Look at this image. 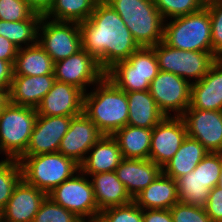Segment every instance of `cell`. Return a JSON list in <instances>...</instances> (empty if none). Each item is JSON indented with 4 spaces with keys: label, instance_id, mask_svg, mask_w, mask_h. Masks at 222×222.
<instances>
[{
    "label": "cell",
    "instance_id": "6da1fadb",
    "mask_svg": "<svg viewBox=\"0 0 222 222\" xmlns=\"http://www.w3.org/2000/svg\"><path fill=\"white\" fill-rule=\"evenodd\" d=\"M82 49L93 56L106 72L127 60L140 47L119 14L100 0L90 17L79 23Z\"/></svg>",
    "mask_w": 222,
    "mask_h": 222
},
{
    "label": "cell",
    "instance_id": "7a4b0ae2",
    "mask_svg": "<svg viewBox=\"0 0 222 222\" xmlns=\"http://www.w3.org/2000/svg\"><path fill=\"white\" fill-rule=\"evenodd\" d=\"M96 86L94 91L84 93L83 112L103 135L112 136L128 123V98L106 76Z\"/></svg>",
    "mask_w": 222,
    "mask_h": 222
},
{
    "label": "cell",
    "instance_id": "3957f363",
    "mask_svg": "<svg viewBox=\"0 0 222 222\" xmlns=\"http://www.w3.org/2000/svg\"><path fill=\"white\" fill-rule=\"evenodd\" d=\"M113 8L139 47H153L163 41L164 19L153 0H104Z\"/></svg>",
    "mask_w": 222,
    "mask_h": 222
},
{
    "label": "cell",
    "instance_id": "277c9868",
    "mask_svg": "<svg viewBox=\"0 0 222 222\" xmlns=\"http://www.w3.org/2000/svg\"><path fill=\"white\" fill-rule=\"evenodd\" d=\"M18 161L22 179L46 194L80 170L79 164L59 152L21 156Z\"/></svg>",
    "mask_w": 222,
    "mask_h": 222
},
{
    "label": "cell",
    "instance_id": "5b68a950",
    "mask_svg": "<svg viewBox=\"0 0 222 222\" xmlns=\"http://www.w3.org/2000/svg\"><path fill=\"white\" fill-rule=\"evenodd\" d=\"M172 20V21H171ZM164 23L163 42L169 47L189 51L211 52V18L208 8Z\"/></svg>",
    "mask_w": 222,
    "mask_h": 222
},
{
    "label": "cell",
    "instance_id": "8992f818",
    "mask_svg": "<svg viewBox=\"0 0 222 222\" xmlns=\"http://www.w3.org/2000/svg\"><path fill=\"white\" fill-rule=\"evenodd\" d=\"M159 71L154 50L140 47L127 60L115 63L105 72V76L125 92L148 91Z\"/></svg>",
    "mask_w": 222,
    "mask_h": 222
},
{
    "label": "cell",
    "instance_id": "52a82bcc",
    "mask_svg": "<svg viewBox=\"0 0 222 222\" xmlns=\"http://www.w3.org/2000/svg\"><path fill=\"white\" fill-rule=\"evenodd\" d=\"M37 116L36 109L12 103L0 112V149L8 159L26 152Z\"/></svg>",
    "mask_w": 222,
    "mask_h": 222
},
{
    "label": "cell",
    "instance_id": "ba28073f",
    "mask_svg": "<svg viewBox=\"0 0 222 222\" xmlns=\"http://www.w3.org/2000/svg\"><path fill=\"white\" fill-rule=\"evenodd\" d=\"M157 57L159 70L176 74L186 80L200 81L217 58L211 52L189 51L169 47L163 41L151 47Z\"/></svg>",
    "mask_w": 222,
    "mask_h": 222
},
{
    "label": "cell",
    "instance_id": "9c48e42d",
    "mask_svg": "<svg viewBox=\"0 0 222 222\" xmlns=\"http://www.w3.org/2000/svg\"><path fill=\"white\" fill-rule=\"evenodd\" d=\"M75 175L62 182L47 196L53 202L71 211L82 222H90L99 217L101 211L96 204L91 181L84 177L80 170Z\"/></svg>",
    "mask_w": 222,
    "mask_h": 222
},
{
    "label": "cell",
    "instance_id": "30bf717a",
    "mask_svg": "<svg viewBox=\"0 0 222 222\" xmlns=\"http://www.w3.org/2000/svg\"><path fill=\"white\" fill-rule=\"evenodd\" d=\"M46 20V17L43 16L39 24L38 43L54 63L66 59L82 49L79 23L50 21V19L48 22Z\"/></svg>",
    "mask_w": 222,
    "mask_h": 222
},
{
    "label": "cell",
    "instance_id": "8fae6325",
    "mask_svg": "<svg viewBox=\"0 0 222 222\" xmlns=\"http://www.w3.org/2000/svg\"><path fill=\"white\" fill-rule=\"evenodd\" d=\"M191 84L176 74L159 71L150 83L149 92L165 116L181 117L190 105Z\"/></svg>",
    "mask_w": 222,
    "mask_h": 222
},
{
    "label": "cell",
    "instance_id": "7c38bea8",
    "mask_svg": "<svg viewBox=\"0 0 222 222\" xmlns=\"http://www.w3.org/2000/svg\"><path fill=\"white\" fill-rule=\"evenodd\" d=\"M105 76L98 61L81 49L76 54L54 63L56 81L74 85L86 93V85L97 84Z\"/></svg>",
    "mask_w": 222,
    "mask_h": 222
},
{
    "label": "cell",
    "instance_id": "4fadbf2b",
    "mask_svg": "<svg viewBox=\"0 0 222 222\" xmlns=\"http://www.w3.org/2000/svg\"><path fill=\"white\" fill-rule=\"evenodd\" d=\"M187 137L182 117L165 116L152 128L149 160L163 168Z\"/></svg>",
    "mask_w": 222,
    "mask_h": 222
},
{
    "label": "cell",
    "instance_id": "5bb4252c",
    "mask_svg": "<svg viewBox=\"0 0 222 222\" xmlns=\"http://www.w3.org/2000/svg\"><path fill=\"white\" fill-rule=\"evenodd\" d=\"M181 117L187 136L198 140L209 152L222 153V111L188 107Z\"/></svg>",
    "mask_w": 222,
    "mask_h": 222
},
{
    "label": "cell",
    "instance_id": "9a60e30c",
    "mask_svg": "<svg viewBox=\"0 0 222 222\" xmlns=\"http://www.w3.org/2000/svg\"><path fill=\"white\" fill-rule=\"evenodd\" d=\"M103 136L95 123L83 112L73 117L68 132L61 139L58 149L66 157L81 164L91 147ZM85 155V156H84Z\"/></svg>",
    "mask_w": 222,
    "mask_h": 222
},
{
    "label": "cell",
    "instance_id": "2e32d148",
    "mask_svg": "<svg viewBox=\"0 0 222 222\" xmlns=\"http://www.w3.org/2000/svg\"><path fill=\"white\" fill-rule=\"evenodd\" d=\"M72 118L38 115L26 152L22 156L58 152L61 139L68 132Z\"/></svg>",
    "mask_w": 222,
    "mask_h": 222
},
{
    "label": "cell",
    "instance_id": "e0dca14e",
    "mask_svg": "<svg viewBox=\"0 0 222 222\" xmlns=\"http://www.w3.org/2000/svg\"><path fill=\"white\" fill-rule=\"evenodd\" d=\"M84 92L78 87L55 81L36 108L42 116L76 117L83 113Z\"/></svg>",
    "mask_w": 222,
    "mask_h": 222
},
{
    "label": "cell",
    "instance_id": "ac0fdd59",
    "mask_svg": "<svg viewBox=\"0 0 222 222\" xmlns=\"http://www.w3.org/2000/svg\"><path fill=\"white\" fill-rule=\"evenodd\" d=\"M47 194L23 179L15 187L6 207L0 212L1 222H33Z\"/></svg>",
    "mask_w": 222,
    "mask_h": 222
},
{
    "label": "cell",
    "instance_id": "d6986e66",
    "mask_svg": "<svg viewBox=\"0 0 222 222\" xmlns=\"http://www.w3.org/2000/svg\"><path fill=\"white\" fill-rule=\"evenodd\" d=\"M191 83L189 107L222 111V58L211 65L200 81Z\"/></svg>",
    "mask_w": 222,
    "mask_h": 222
},
{
    "label": "cell",
    "instance_id": "ffe728a7",
    "mask_svg": "<svg viewBox=\"0 0 222 222\" xmlns=\"http://www.w3.org/2000/svg\"><path fill=\"white\" fill-rule=\"evenodd\" d=\"M115 172L133 199L162 173V168L149 159L123 158Z\"/></svg>",
    "mask_w": 222,
    "mask_h": 222
},
{
    "label": "cell",
    "instance_id": "44dd1931",
    "mask_svg": "<svg viewBox=\"0 0 222 222\" xmlns=\"http://www.w3.org/2000/svg\"><path fill=\"white\" fill-rule=\"evenodd\" d=\"M55 81L54 74L13 75L9 89L10 103L36 109Z\"/></svg>",
    "mask_w": 222,
    "mask_h": 222
},
{
    "label": "cell",
    "instance_id": "7402d4cb",
    "mask_svg": "<svg viewBox=\"0 0 222 222\" xmlns=\"http://www.w3.org/2000/svg\"><path fill=\"white\" fill-rule=\"evenodd\" d=\"M90 150L80 164V171L86 176L115 171L123 159L117 141L110 135H103Z\"/></svg>",
    "mask_w": 222,
    "mask_h": 222
},
{
    "label": "cell",
    "instance_id": "603a6c76",
    "mask_svg": "<svg viewBox=\"0 0 222 222\" xmlns=\"http://www.w3.org/2000/svg\"><path fill=\"white\" fill-rule=\"evenodd\" d=\"M142 210L170 209L179 202L177 182L161 173L147 188L133 198Z\"/></svg>",
    "mask_w": 222,
    "mask_h": 222
},
{
    "label": "cell",
    "instance_id": "cb8c5ba5",
    "mask_svg": "<svg viewBox=\"0 0 222 222\" xmlns=\"http://www.w3.org/2000/svg\"><path fill=\"white\" fill-rule=\"evenodd\" d=\"M94 197L100 211L114 206H122L133 201L124 184L117 178L116 172H104L90 175Z\"/></svg>",
    "mask_w": 222,
    "mask_h": 222
},
{
    "label": "cell",
    "instance_id": "d4e9b609",
    "mask_svg": "<svg viewBox=\"0 0 222 222\" xmlns=\"http://www.w3.org/2000/svg\"><path fill=\"white\" fill-rule=\"evenodd\" d=\"M126 95L128 98L127 125L153 128L165 117L149 90L126 92Z\"/></svg>",
    "mask_w": 222,
    "mask_h": 222
},
{
    "label": "cell",
    "instance_id": "484cf974",
    "mask_svg": "<svg viewBox=\"0 0 222 222\" xmlns=\"http://www.w3.org/2000/svg\"><path fill=\"white\" fill-rule=\"evenodd\" d=\"M209 151L196 139L187 136L162 173L175 181L193 171Z\"/></svg>",
    "mask_w": 222,
    "mask_h": 222
},
{
    "label": "cell",
    "instance_id": "4316f807",
    "mask_svg": "<svg viewBox=\"0 0 222 222\" xmlns=\"http://www.w3.org/2000/svg\"><path fill=\"white\" fill-rule=\"evenodd\" d=\"M54 74V62L39 43L18 48L13 75L40 76Z\"/></svg>",
    "mask_w": 222,
    "mask_h": 222
},
{
    "label": "cell",
    "instance_id": "83f0119b",
    "mask_svg": "<svg viewBox=\"0 0 222 222\" xmlns=\"http://www.w3.org/2000/svg\"><path fill=\"white\" fill-rule=\"evenodd\" d=\"M112 137L117 141L123 158L149 159L152 128L126 125Z\"/></svg>",
    "mask_w": 222,
    "mask_h": 222
},
{
    "label": "cell",
    "instance_id": "f1b7e54d",
    "mask_svg": "<svg viewBox=\"0 0 222 222\" xmlns=\"http://www.w3.org/2000/svg\"><path fill=\"white\" fill-rule=\"evenodd\" d=\"M42 17L35 13L28 20L16 22L0 20V36L11 41L17 48H22L23 43L25 47L35 45L38 43V28Z\"/></svg>",
    "mask_w": 222,
    "mask_h": 222
},
{
    "label": "cell",
    "instance_id": "f546056e",
    "mask_svg": "<svg viewBox=\"0 0 222 222\" xmlns=\"http://www.w3.org/2000/svg\"><path fill=\"white\" fill-rule=\"evenodd\" d=\"M100 0H54L51 9L44 15L54 21L77 22L86 21L93 13Z\"/></svg>",
    "mask_w": 222,
    "mask_h": 222
},
{
    "label": "cell",
    "instance_id": "4dcf8cb0",
    "mask_svg": "<svg viewBox=\"0 0 222 222\" xmlns=\"http://www.w3.org/2000/svg\"><path fill=\"white\" fill-rule=\"evenodd\" d=\"M179 202L185 205L204 207L209 199L210 189L200 179V163L187 175L177 180Z\"/></svg>",
    "mask_w": 222,
    "mask_h": 222
},
{
    "label": "cell",
    "instance_id": "1f68e13d",
    "mask_svg": "<svg viewBox=\"0 0 222 222\" xmlns=\"http://www.w3.org/2000/svg\"><path fill=\"white\" fill-rule=\"evenodd\" d=\"M22 180V169L18 159L0 161V212L6 207L15 187Z\"/></svg>",
    "mask_w": 222,
    "mask_h": 222
},
{
    "label": "cell",
    "instance_id": "d6a6232c",
    "mask_svg": "<svg viewBox=\"0 0 222 222\" xmlns=\"http://www.w3.org/2000/svg\"><path fill=\"white\" fill-rule=\"evenodd\" d=\"M164 21L194 13L206 6L207 0H153Z\"/></svg>",
    "mask_w": 222,
    "mask_h": 222
},
{
    "label": "cell",
    "instance_id": "836d02e7",
    "mask_svg": "<svg viewBox=\"0 0 222 222\" xmlns=\"http://www.w3.org/2000/svg\"><path fill=\"white\" fill-rule=\"evenodd\" d=\"M33 222H82L71 211L53 202L48 196L42 202Z\"/></svg>",
    "mask_w": 222,
    "mask_h": 222
},
{
    "label": "cell",
    "instance_id": "e575fe53",
    "mask_svg": "<svg viewBox=\"0 0 222 222\" xmlns=\"http://www.w3.org/2000/svg\"><path fill=\"white\" fill-rule=\"evenodd\" d=\"M222 169V153L208 152L200 162V179L212 190L218 186Z\"/></svg>",
    "mask_w": 222,
    "mask_h": 222
},
{
    "label": "cell",
    "instance_id": "d590c367",
    "mask_svg": "<svg viewBox=\"0 0 222 222\" xmlns=\"http://www.w3.org/2000/svg\"><path fill=\"white\" fill-rule=\"evenodd\" d=\"M104 222H144L143 210L133 201L122 206L109 207L100 212Z\"/></svg>",
    "mask_w": 222,
    "mask_h": 222
},
{
    "label": "cell",
    "instance_id": "8d00e7d4",
    "mask_svg": "<svg viewBox=\"0 0 222 222\" xmlns=\"http://www.w3.org/2000/svg\"><path fill=\"white\" fill-rule=\"evenodd\" d=\"M206 7L211 18L212 50L219 59L222 58V0H207Z\"/></svg>",
    "mask_w": 222,
    "mask_h": 222
},
{
    "label": "cell",
    "instance_id": "74e56055",
    "mask_svg": "<svg viewBox=\"0 0 222 222\" xmlns=\"http://www.w3.org/2000/svg\"><path fill=\"white\" fill-rule=\"evenodd\" d=\"M34 14L26 0H0V20L6 22L28 20Z\"/></svg>",
    "mask_w": 222,
    "mask_h": 222
},
{
    "label": "cell",
    "instance_id": "f35d334b",
    "mask_svg": "<svg viewBox=\"0 0 222 222\" xmlns=\"http://www.w3.org/2000/svg\"><path fill=\"white\" fill-rule=\"evenodd\" d=\"M173 222H213L204 207L185 205L181 202L170 208Z\"/></svg>",
    "mask_w": 222,
    "mask_h": 222
},
{
    "label": "cell",
    "instance_id": "ab89813d",
    "mask_svg": "<svg viewBox=\"0 0 222 222\" xmlns=\"http://www.w3.org/2000/svg\"><path fill=\"white\" fill-rule=\"evenodd\" d=\"M204 208L213 222H222V188L220 186H216L210 191Z\"/></svg>",
    "mask_w": 222,
    "mask_h": 222
},
{
    "label": "cell",
    "instance_id": "60d3db41",
    "mask_svg": "<svg viewBox=\"0 0 222 222\" xmlns=\"http://www.w3.org/2000/svg\"><path fill=\"white\" fill-rule=\"evenodd\" d=\"M144 222H173L170 209H145L143 210Z\"/></svg>",
    "mask_w": 222,
    "mask_h": 222
},
{
    "label": "cell",
    "instance_id": "b9f144b4",
    "mask_svg": "<svg viewBox=\"0 0 222 222\" xmlns=\"http://www.w3.org/2000/svg\"><path fill=\"white\" fill-rule=\"evenodd\" d=\"M17 52L18 48L11 41L0 36V59L14 64Z\"/></svg>",
    "mask_w": 222,
    "mask_h": 222
},
{
    "label": "cell",
    "instance_id": "7bdbcfd3",
    "mask_svg": "<svg viewBox=\"0 0 222 222\" xmlns=\"http://www.w3.org/2000/svg\"><path fill=\"white\" fill-rule=\"evenodd\" d=\"M13 78V64L0 59V88L10 89Z\"/></svg>",
    "mask_w": 222,
    "mask_h": 222
},
{
    "label": "cell",
    "instance_id": "ee69618b",
    "mask_svg": "<svg viewBox=\"0 0 222 222\" xmlns=\"http://www.w3.org/2000/svg\"><path fill=\"white\" fill-rule=\"evenodd\" d=\"M30 8L37 14L44 16L52 7L54 0H26Z\"/></svg>",
    "mask_w": 222,
    "mask_h": 222
},
{
    "label": "cell",
    "instance_id": "f6af8a7d",
    "mask_svg": "<svg viewBox=\"0 0 222 222\" xmlns=\"http://www.w3.org/2000/svg\"><path fill=\"white\" fill-rule=\"evenodd\" d=\"M10 103L9 89L0 88V112Z\"/></svg>",
    "mask_w": 222,
    "mask_h": 222
},
{
    "label": "cell",
    "instance_id": "bcb514c9",
    "mask_svg": "<svg viewBox=\"0 0 222 222\" xmlns=\"http://www.w3.org/2000/svg\"><path fill=\"white\" fill-rule=\"evenodd\" d=\"M90 222H104L100 217L95 218L94 220Z\"/></svg>",
    "mask_w": 222,
    "mask_h": 222
},
{
    "label": "cell",
    "instance_id": "7dc6e473",
    "mask_svg": "<svg viewBox=\"0 0 222 222\" xmlns=\"http://www.w3.org/2000/svg\"><path fill=\"white\" fill-rule=\"evenodd\" d=\"M218 186H220L222 188V169H221V175H220V180H219Z\"/></svg>",
    "mask_w": 222,
    "mask_h": 222
}]
</instances>
